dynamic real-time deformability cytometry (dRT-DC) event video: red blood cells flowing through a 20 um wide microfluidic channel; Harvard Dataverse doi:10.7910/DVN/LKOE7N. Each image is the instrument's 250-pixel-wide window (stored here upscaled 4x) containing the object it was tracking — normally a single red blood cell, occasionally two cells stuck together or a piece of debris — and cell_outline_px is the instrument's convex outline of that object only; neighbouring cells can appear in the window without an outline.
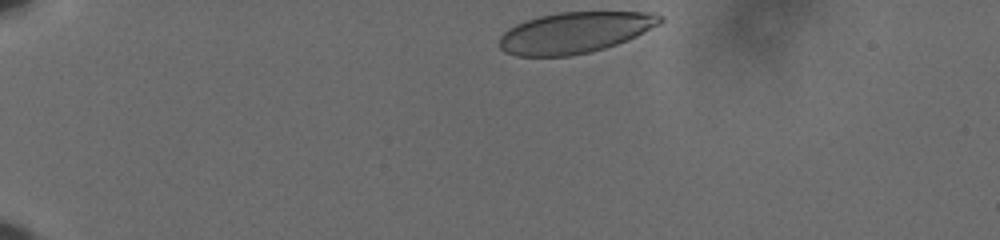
{"species": "human", "species_latin": "Homo sapiens", "temperature_condition": "cold", "stored_images_in_passage": 39, "camera_frame_rate_fps": 3000, "um_per_image_px": 0.085, "donor": {"sex": "male"}, "frame": {"image": 1, "passage_image": 1, "time_ms": 0.0, "image_size_px": [1000, 240], "cell_outline_px": [[664, 20], [660, 24], [628, 40], [604, 48], [588, 52], [568, 56], [516, 56], [504, 52], [500, 48], [500, 36], [508, 28], [516, 24], [540, 16], [560, 12], [652, 12], [664, 16]], "centroid_in_image_um": [48.88, 2.76], "position_along_channel_um": 36.1, "area_um2": 38.38}}
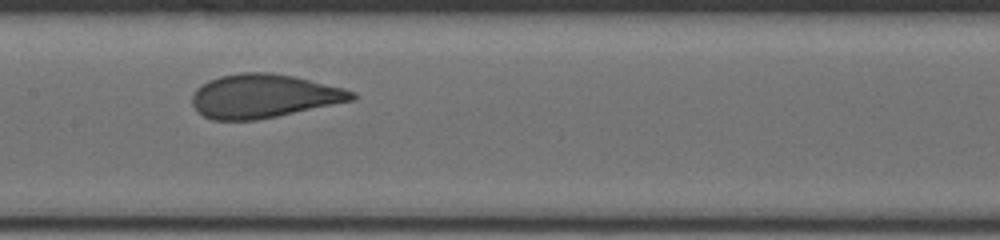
{"frame": {"image": 2, "passage_image": 20, "time_ms": 6.333, "image_size_px": [1000, 240], "cell_outline_px": [[356, 96], [352, 100], [276, 116], [256, 120], [212, 120], [196, 112], [192, 104], [192, 96], [196, 88], [200, 84], [208, 80], [220, 76], [240, 72], [268, 72], [292, 76], [344, 88], [356, 92]], "centroid_in_image_um": [22.34, 8.16], "position_along_channel_um": 185.1, "area_um2": 40.52}}
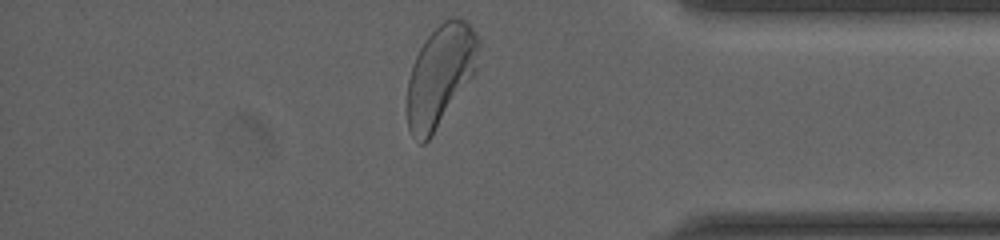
{"frame": {"image": 3, "passage_image": 39, "time_ms": 12.667, "image_size_px": [1000, 240], "cell_outline_px": [[480, 44], [476, 72], [432, 136], [424, 144], [420, 144], [412, 136], [408, 128], [408, 80], [412, 64], [424, 40], [444, 20], [452, 16], [460, 16], [472, 28], [480, 40]], "centroid_in_image_um": [37.44, 6.4], "position_along_channel_um": 397.8, "area_um2": 42.14}, "authors_computed_cell_mechanics": {"area_um2": 40.8068, "velocity_mm_per_s": 3.6074, "shape_relaxation_time_tau1_ms": 3.5537, "shape_relaxation_time_tau2_ms": null, "deformation_change_tau1": 0.1389, "deformation_change_tau2": null}}